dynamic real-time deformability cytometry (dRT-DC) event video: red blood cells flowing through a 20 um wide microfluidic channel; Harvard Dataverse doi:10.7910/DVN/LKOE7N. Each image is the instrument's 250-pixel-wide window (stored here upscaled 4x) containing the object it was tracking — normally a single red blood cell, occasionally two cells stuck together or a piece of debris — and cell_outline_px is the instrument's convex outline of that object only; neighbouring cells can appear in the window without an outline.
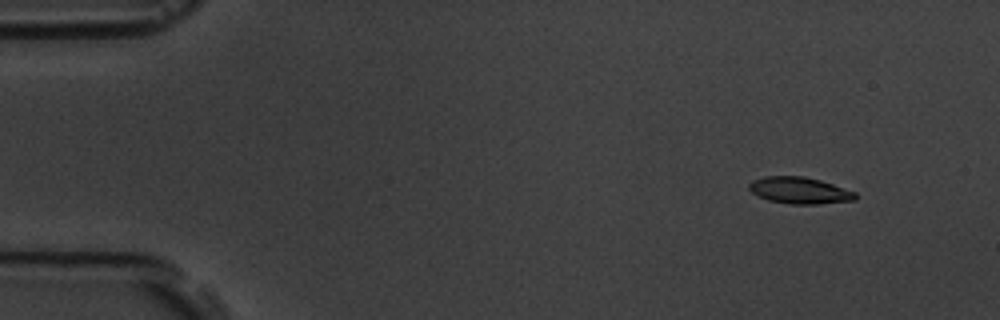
{"species": "common noctule bat (a hibernating species)", "species_latin": "Nyctalus noctula", "temperature_condition": "room temperature", "stored_images_in_passage": 6, "camera_frame_rate_fps": 3000, "um_per_image_px": 0.085, "animal": {"sex": "male", "body_mass_g": 19.5, "forearm_length_mm": 54.6}, "frame": {"image": 1, "passage_image": 1, "time_ms": 0.0, "image_size_px": [1000, 320], "cell_outline_px": [[856, 200], [816, 204], [788, 204], [768, 200], [752, 192], [748, 188], [748, 184], [752, 180], [764, 176], [804, 176], [820, 180], [856, 192]], "centroid_in_image_um": [67.95, 16.18], "position_along_channel_um": 17.1, "area_um2": 16.47}}
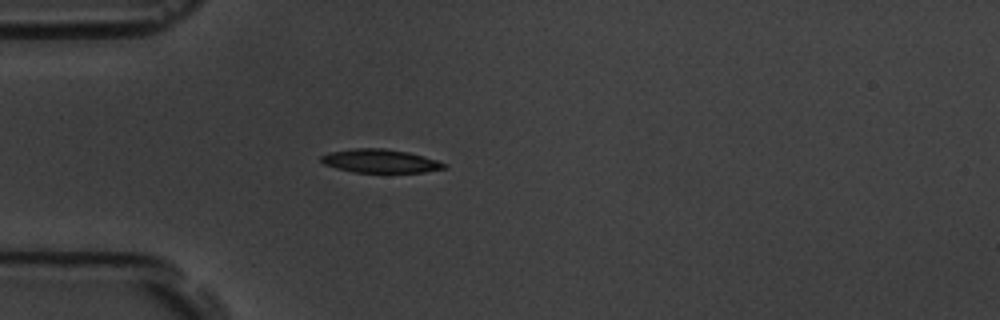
{"frame": {"image": 2, "passage_image": 4, "time_ms": 3.667, "image_size_px": [1000, 320], "cell_outline_px": [[448, 168], [424, 172], [352, 172], [336, 168], [324, 164], [320, 160], [320, 156], [328, 152], [356, 148], [384, 148], [408, 152], [424, 156], [448, 164]], "centroid_in_image_um": [32.33, 13.68], "position_along_channel_um": 52.7, "area_um2": 16.94}}
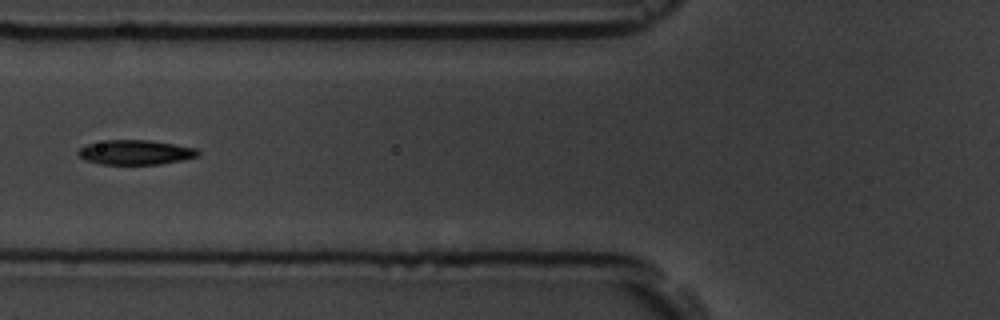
{"frame": {"image": 3, "passage_image": 6, "time_ms": 5.667, "image_size_px": [1000, 320], "cell_outline_px": [[200, 156], [160, 164], [100, 164], [84, 160], [76, 152], [80, 148], [88, 144], [108, 140], [148, 140], [196, 148], [200, 152]], "centroid_in_image_um": [11.51, 12.95], "position_along_channel_um": 114.3, "area_um2": 17.05}}